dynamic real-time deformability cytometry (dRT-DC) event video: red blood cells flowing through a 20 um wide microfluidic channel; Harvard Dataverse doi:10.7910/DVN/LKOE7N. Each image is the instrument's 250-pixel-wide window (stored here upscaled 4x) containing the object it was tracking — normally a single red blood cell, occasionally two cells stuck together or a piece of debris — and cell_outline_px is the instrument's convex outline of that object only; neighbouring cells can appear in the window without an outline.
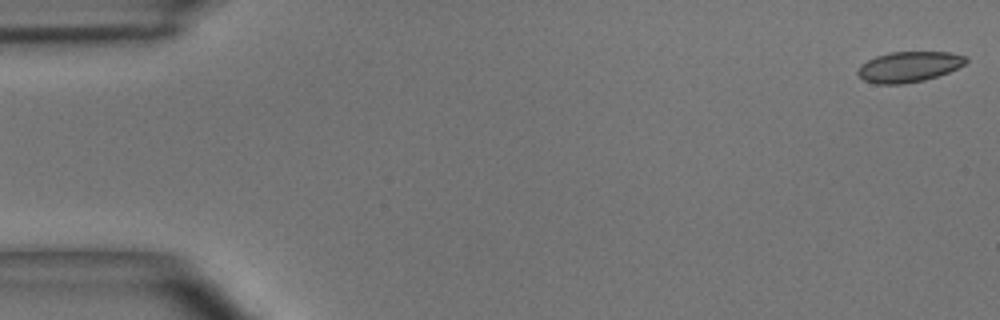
{"species": "common noctule bat (a hibernating species)", "species_latin": "Nyctalus noctula", "temperature_condition": "room temperature", "stored_images_in_passage": 8, "camera_frame_rate_fps": 3000, "um_per_image_px": 0.085, "animal": {"sex": "male", "body_mass_g": 15.6}, "frame": {"image": 1, "passage_image": 1, "time_ms": 0.0, "image_size_px": [1000, 320], "cell_outline_px": [[968, 60], [964, 64], [948, 72], [924, 80], [900, 84], [876, 84], [864, 80], [856, 72], [860, 64], [876, 56], [892, 52], [948, 52], [968, 56]], "centroid_in_image_um": [77.24, 5.67], "position_along_channel_um": 7.8, "area_um2": 19.13}}